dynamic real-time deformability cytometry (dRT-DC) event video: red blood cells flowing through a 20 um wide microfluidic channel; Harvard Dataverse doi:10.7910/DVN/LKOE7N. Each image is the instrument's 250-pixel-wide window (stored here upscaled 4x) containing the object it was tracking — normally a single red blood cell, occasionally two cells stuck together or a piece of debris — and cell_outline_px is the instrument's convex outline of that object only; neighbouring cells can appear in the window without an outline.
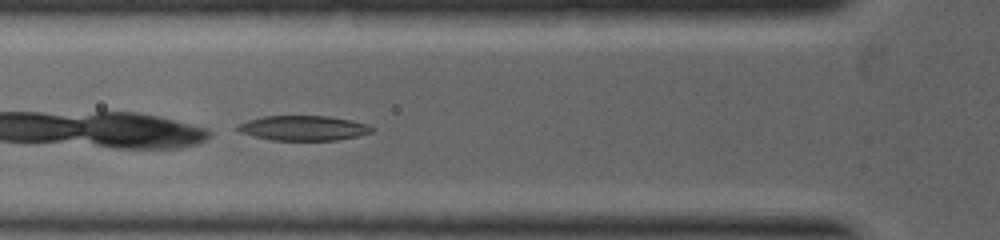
{"species": "common noctule bat (a hibernating species)", "species_latin": "Nyctalus noctula", "temperature_condition": "warm", "stored_images_in_passage": 2, "camera_frame_rate_fps": 5000, "um_per_image_px": 0.085, "animal": {"sex": "female", "body_mass_g": 19.0, "forearm_length_mm": 53.3}, "frame": {"image": 1, "passage_image": 2, "time_ms": 0.4, "image_size_px": [1000, 240], "cell_outline_px": [[372, 132], [356, 136], [336, 140], [272, 140], [240, 132], [236, 128], [240, 124], [248, 120], [264, 116], [328, 116], [352, 120], [368, 124], [372, 128]], "centroid_in_image_um": [25.81, 10.88], "position_along_channel_um": 100.0, "area_um2": 19.19}}